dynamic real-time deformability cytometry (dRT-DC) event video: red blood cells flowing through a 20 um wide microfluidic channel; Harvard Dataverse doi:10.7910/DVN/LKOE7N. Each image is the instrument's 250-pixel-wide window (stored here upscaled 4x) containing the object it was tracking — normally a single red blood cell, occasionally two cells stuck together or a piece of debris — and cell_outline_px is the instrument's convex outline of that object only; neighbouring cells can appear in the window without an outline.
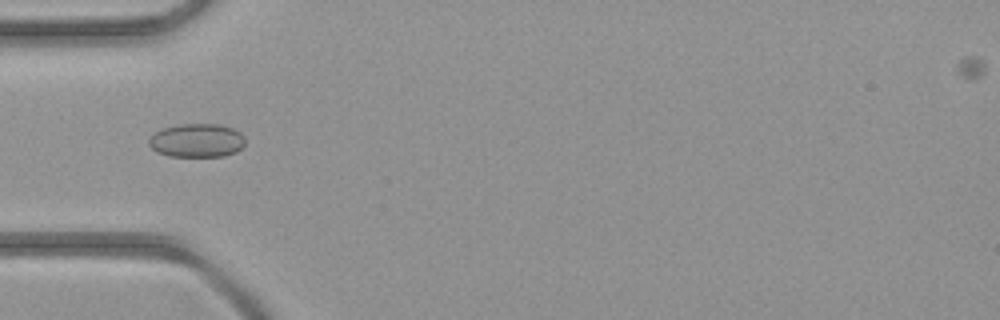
{"species": "common noctule bat (a hibernating species)", "species_latin": "Nyctalus noctula", "temperature_condition": "room temperature", "stored_images_in_passage": 6, "camera_frame_rate_fps": 3000, "um_per_image_px": 0.085, "animal": {"sex": "female", "body_mass_g": 21.9}, "frame": {"image": 1, "passage_image": 5, "time_ms": 4.667, "image_size_px": [1000, 320], "cell_outline_px": [[244, 144], [236, 152], [224, 156], [168, 156], [156, 152], [148, 144], [148, 140], [156, 132], [164, 128], [180, 124], [220, 124], [232, 128], [240, 132], [244, 136]], "centroid_in_image_um": [16.74, 11.94], "position_along_channel_um": 68.3, "area_um2": 18.84}}
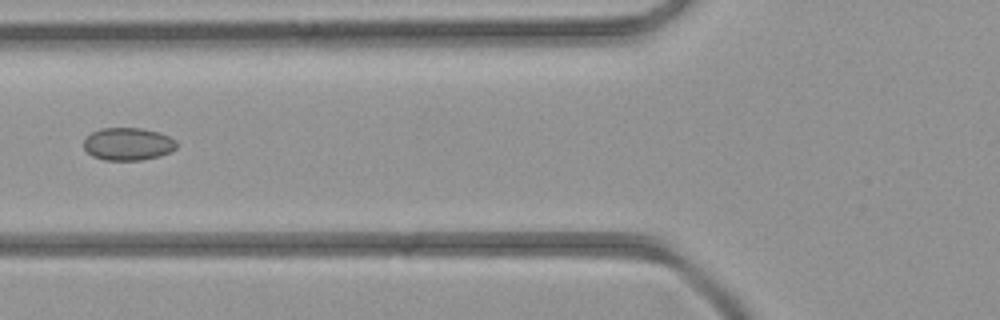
{"frame": {"image": 2, "passage_image": 6, "time_ms": 5.667, "image_size_px": [1000, 320], "cell_outline_px": [[176, 148], [160, 156], [140, 160], [104, 160], [92, 156], [84, 148], [84, 140], [92, 132], [100, 128], [140, 128], [160, 132], [176, 140]], "centroid_in_image_um": [10.87, 12.24], "position_along_channel_um": 114.9, "area_um2": 17.63}}